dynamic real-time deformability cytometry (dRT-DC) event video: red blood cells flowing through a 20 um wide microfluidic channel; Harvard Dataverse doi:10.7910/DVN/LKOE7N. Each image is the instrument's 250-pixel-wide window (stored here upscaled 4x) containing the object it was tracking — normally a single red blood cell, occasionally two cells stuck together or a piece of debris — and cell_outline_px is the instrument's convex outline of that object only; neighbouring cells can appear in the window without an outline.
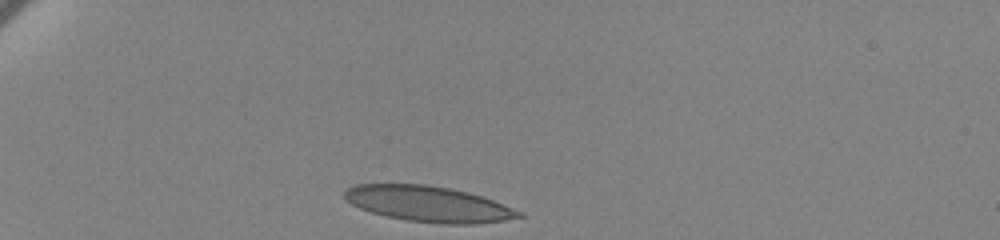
{"species": "human", "species_latin": "Homo sapiens", "temperature_condition": "cold", "stored_images_in_passage": 37, "camera_frame_rate_fps": 3000, "um_per_image_px": 0.085, "donor": {"sex": "female"}, "frame": {"image": 1, "passage_image": 1, "time_ms": 0.0, "image_size_px": [1000, 240], "cell_outline_px": [[524, 216], [504, 220], [476, 224], [448, 224], [404, 220], [372, 212], [360, 208], [344, 200], [344, 192], [348, 188], [356, 184], [428, 184], [468, 192], [492, 200], [524, 212]], "centroid_in_image_um": [36.41, 17.33], "position_along_channel_um": 48.6, "area_um2": 36.13}}
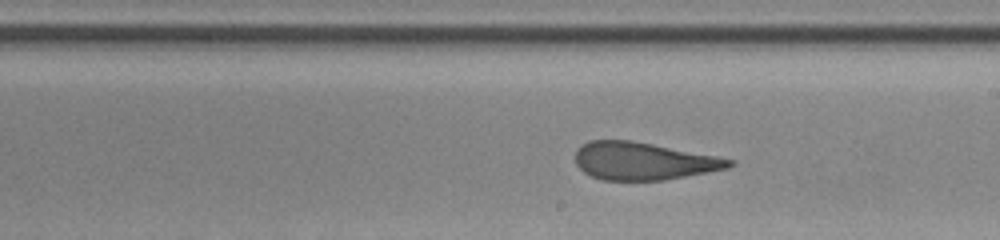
{"frame": {"image": 2, "passage_image": 21, "time_ms": 6.667, "image_size_px": [1000, 240], "cell_outline_px": [[736, 164], [728, 168], [708, 172], [664, 180], [600, 180], [584, 172], [576, 164], [576, 148], [580, 144], [588, 140], [632, 140], [716, 156], [736, 160]], "centroid_in_image_um": [54.67, 13.68], "position_along_channel_um": 234.3, "area_um2": 33.81}}
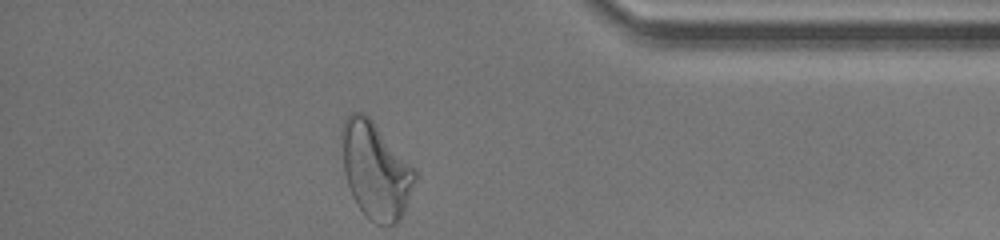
{"frame": {"image": 3, "passage_image": 37, "time_ms": 12.0, "image_size_px": [1000, 240], "cell_outline_px": [[416, 176], [404, 212], [400, 220], [396, 224], [376, 224], [356, 204], [352, 196], [344, 172], [340, 132], [344, 120], [352, 112], [364, 112], [372, 120], [416, 168]], "centroid_in_image_um": [31.92, 14.45], "position_along_channel_um": 403.3, "area_um2": 41.04}, "authors_computed_cell_mechanics": {"area_um2": 35.4892, "velocity_mm_per_s": 3.4486, "shape_relaxation_time_tau1_ms": 7.5035, "shape_relaxation_time_tau2_ms": 1.1179, "deformation_change_tau1": 0.2181, "deformation_change_tau2": 0.1026}}